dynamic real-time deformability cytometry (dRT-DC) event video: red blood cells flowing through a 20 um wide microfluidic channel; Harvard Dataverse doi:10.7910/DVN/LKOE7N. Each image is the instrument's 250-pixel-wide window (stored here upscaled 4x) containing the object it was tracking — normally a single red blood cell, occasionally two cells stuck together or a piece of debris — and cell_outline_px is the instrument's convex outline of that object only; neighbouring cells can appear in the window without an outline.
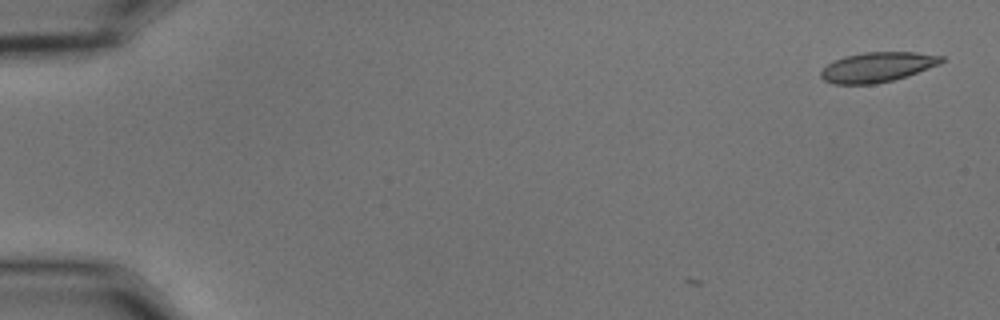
{"species": "common noctule bat (a hibernating species)", "species_latin": "Nyctalus noctula", "temperature_condition": "cold", "stored_images_in_passage": 2, "camera_frame_rate_fps": 3000, "um_per_image_px": 0.085, "animal": {"sex": "male", "body_mass_g": 15.6}, "frame": {"image": 1, "passage_image": 2, "time_ms": 0.333, "image_size_px": [1000, 320], "cell_outline_px": [[944, 60], [940, 64], [892, 80], [872, 84], [832, 84], [824, 80], [820, 76], [820, 72], [828, 64], [844, 56], [864, 52], [916, 52], [944, 56]], "centroid_in_image_um": [74.56, 5.69], "position_along_channel_um": 10.4, "area_um2": 20.75}}